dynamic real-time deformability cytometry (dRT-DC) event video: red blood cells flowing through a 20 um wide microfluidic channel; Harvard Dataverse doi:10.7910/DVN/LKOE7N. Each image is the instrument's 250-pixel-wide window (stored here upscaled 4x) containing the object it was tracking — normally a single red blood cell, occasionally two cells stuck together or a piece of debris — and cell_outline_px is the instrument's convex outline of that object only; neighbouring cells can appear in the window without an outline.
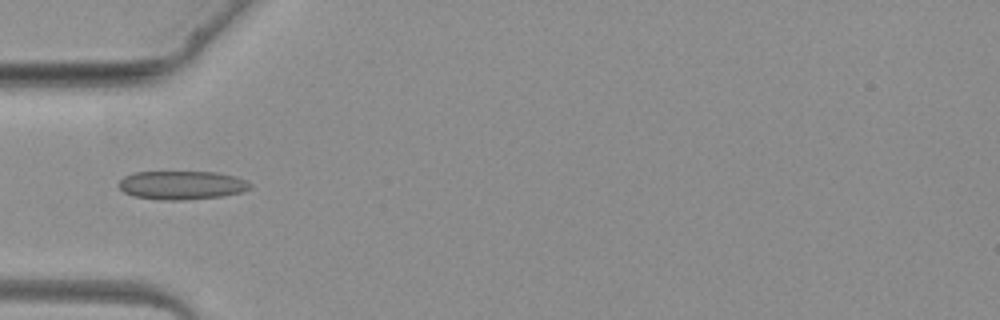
{"species": "common noctule bat (a hibernating species)", "species_latin": "Nyctalus noctula", "temperature_condition": "warm", "stored_images_in_passage": 4, "camera_frame_rate_fps": 3000, "um_per_image_px": 0.085, "animal": {"sex": "female", "body_mass_g": 19.3, "forearm_length_mm": 54.1}, "frame": {"image": 1, "passage_image": 4, "time_ms": 3.667, "image_size_px": [1000, 320], "cell_outline_px": [[252, 188], [244, 192], [224, 196], [184, 200], [160, 200], [132, 196], [124, 192], [116, 184], [124, 176], [132, 172], [216, 172], [236, 176], [252, 184]], "centroid_in_image_um": [15.45, 15.74], "position_along_channel_um": 69.5, "area_um2": 22.25}}